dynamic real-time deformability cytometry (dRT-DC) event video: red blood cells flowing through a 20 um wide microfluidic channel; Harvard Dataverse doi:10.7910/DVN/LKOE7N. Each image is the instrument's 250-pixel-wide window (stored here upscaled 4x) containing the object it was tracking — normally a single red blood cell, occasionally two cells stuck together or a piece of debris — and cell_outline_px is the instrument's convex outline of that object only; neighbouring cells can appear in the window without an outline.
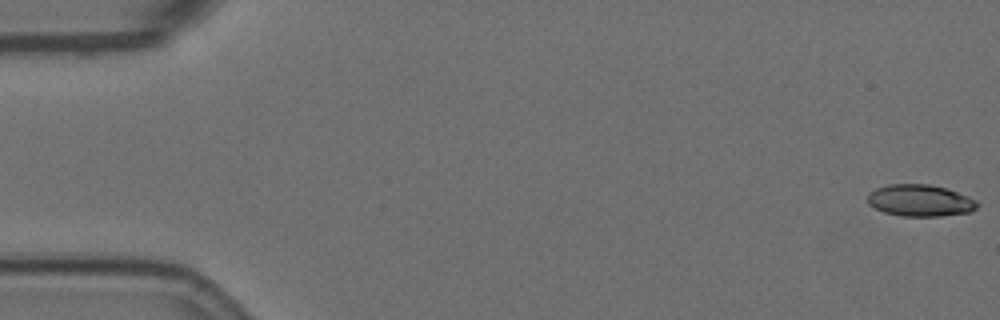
{"species": "Egyptian fruit bat (a non-hibernating species)", "species_latin": "Rousettus aegyptiacus", "temperature_condition": "room temperature", "stored_images_in_passage": 58, "camera_frame_rate_fps": 3000, "um_per_image_px": 0.085, "animal": {"sex": "female"}, "frame": {"image": 1, "passage_image": 1, "time_ms": 0.0, "image_size_px": [1000, 320], "cell_outline_px": [[980, 204], [976, 208], [968, 212], [940, 216], [900, 216], [884, 212], [868, 204], [868, 192], [876, 188], [888, 184], [928, 184], [944, 188], [968, 196], [976, 200]], "centroid_in_image_um": [78.18, 17.04], "position_along_channel_um": 6.8, "area_um2": 20.23}}
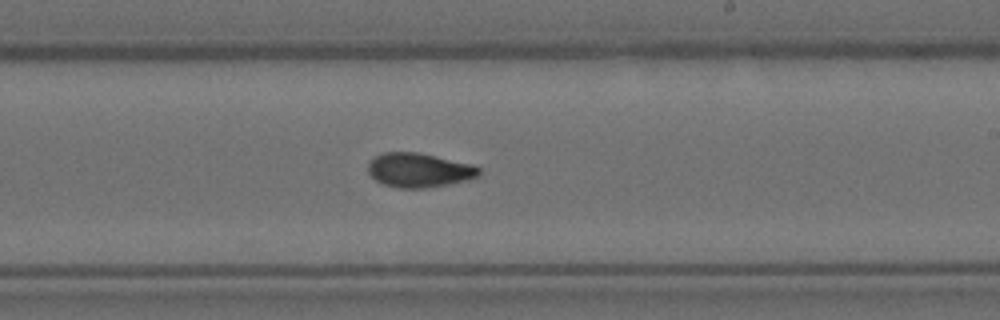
{"frame": {"image": 2, "passage_image": 34, "time_ms": 11.0, "image_size_px": [1000, 320], "cell_outline_px": [[480, 176], [468, 180], [448, 184], [424, 188], [400, 188], [384, 184], [376, 180], [368, 172], [368, 164], [376, 156], [384, 152], [416, 152], [472, 164], [480, 168]], "centroid_in_image_um": [35.64, 14.47], "position_along_channel_um": 253.4, "area_um2": 21.96}}
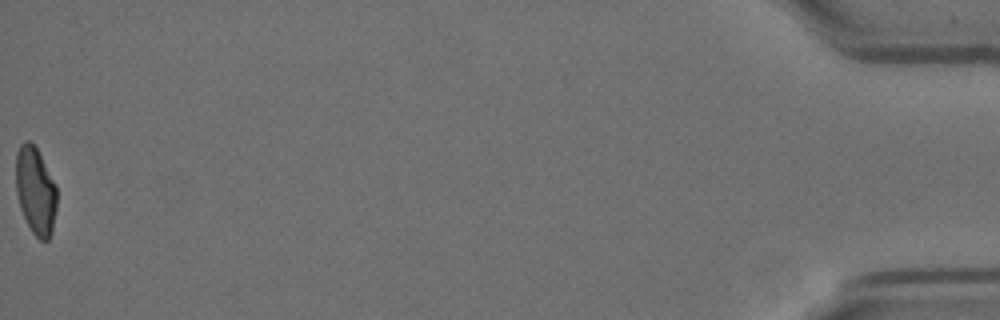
{"frame": {"image": 3, "passage_image": 58, "time_ms": 19.0, "image_size_px": [1000, 320], "cell_outline_px": [[56, 208], [52, 232], [48, 240], [40, 240], [32, 232], [20, 208], [16, 192], [16, 152], [20, 144], [24, 140], [28, 140], [36, 148], [56, 184]], "centroid_in_image_um": [3.01, 16.21], "position_along_channel_um": 432.2, "area_um2": 20.81}, "authors_computed_cell_mechanics": {"area_um2": 21.5016, "velocity_mm_per_s": 3.5254, "shape_relaxation_time_tau1_ms": null, "shape_relaxation_time_tau2_ms": 3.7238, "deformation_change_tau1": null, "deformation_change_tau2": 0.0889}}